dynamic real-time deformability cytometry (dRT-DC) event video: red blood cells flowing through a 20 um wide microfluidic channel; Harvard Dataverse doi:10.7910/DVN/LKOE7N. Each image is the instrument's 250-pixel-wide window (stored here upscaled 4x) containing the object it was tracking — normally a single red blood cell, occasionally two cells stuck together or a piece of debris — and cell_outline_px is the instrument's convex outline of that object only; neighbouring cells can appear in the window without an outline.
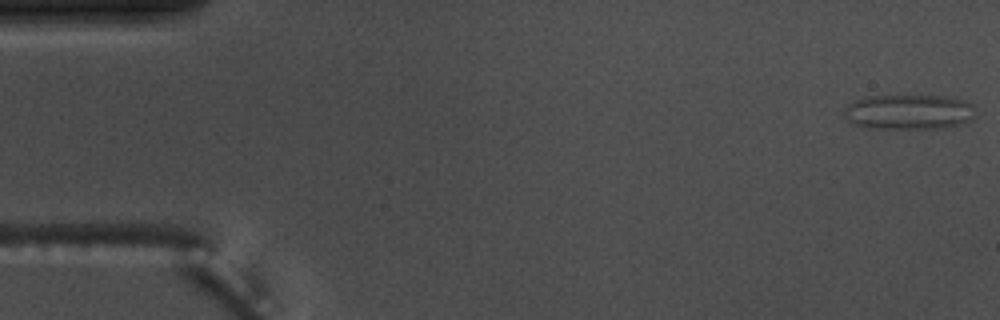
{"species": "common noctule bat (a hibernating species)", "species_latin": "Nyctalus noctula", "temperature_condition": "warm", "stored_images_in_passage": 25, "camera_frame_rate_fps": 3000, "um_per_image_px": 0.085, "animal": {"sex": "male", "body_mass_g": 17.5, "forearm_length_mm": 52.3}, "frame": {"image": 1, "passage_image": 1, "time_ms": 0.0, "image_size_px": [1000, 320], "cell_outline_px": [[972, 120], [960, 124], [940, 128], [868, 128], [852, 124], [844, 116], [844, 108], [848, 104], [856, 100], [868, 96], [944, 96], [964, 100], [972, 104]], "centroid_in_image_um": [77.2, 9.52], "position_along_channel_um": 7.8, "area_um2": 26.65}}
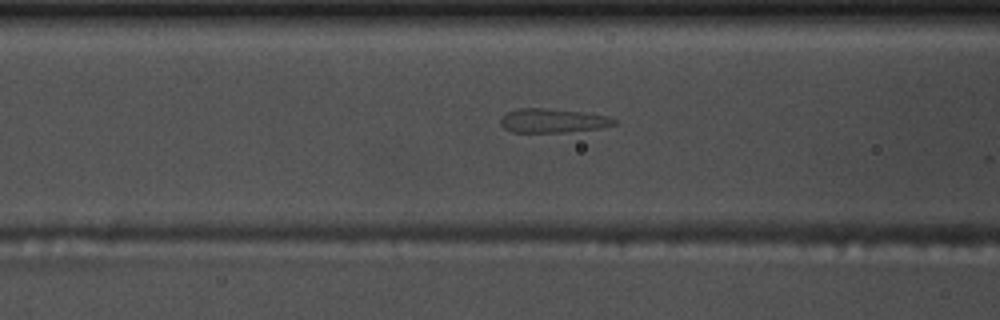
{"frame": {"image": 2, "passage_image": 21, "time_ms": 6.667, "image_size_px": [1000, 320], "cell_outline_px": [[616, 124], [600, 128], [564, 132], [512, 132], [504, 128], [500, 124], [500, 120], [508, 112], [516, 108], [544, 108], [580, 112], [608, 116], [616, 120]], "centroid_in_image_um": [46.96, 10.26], "position_along_channel_um": 119.6, "area_um2": 15.72}}
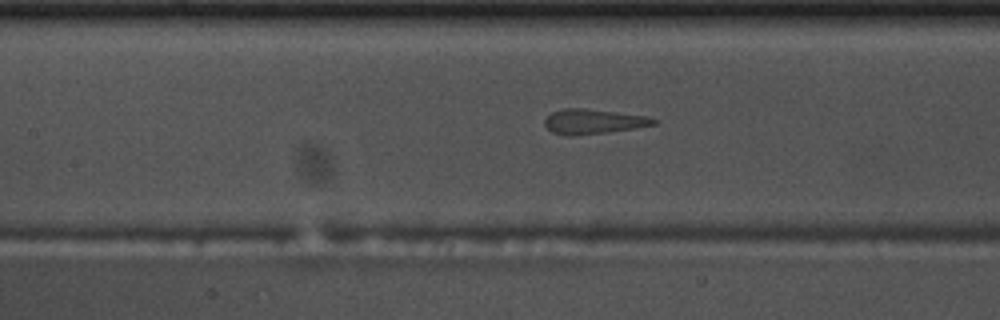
{"frame": {"image": 3, "passage_image": 24, "time_ms": 7.667, "image_size_px": [1000, 320], "cell_outline_px": [[660, 120], [656, 124], [608, 132], [572, 136], [568, 136], [552, 132], [544, 124], [544, 120], [552, 112], [564, 108], [584, 108], [648, 116]], "centroid_in_image_um": [50.43, 10.33], "position_along_channel_um": 157.0, "area_um2": 15.72}}